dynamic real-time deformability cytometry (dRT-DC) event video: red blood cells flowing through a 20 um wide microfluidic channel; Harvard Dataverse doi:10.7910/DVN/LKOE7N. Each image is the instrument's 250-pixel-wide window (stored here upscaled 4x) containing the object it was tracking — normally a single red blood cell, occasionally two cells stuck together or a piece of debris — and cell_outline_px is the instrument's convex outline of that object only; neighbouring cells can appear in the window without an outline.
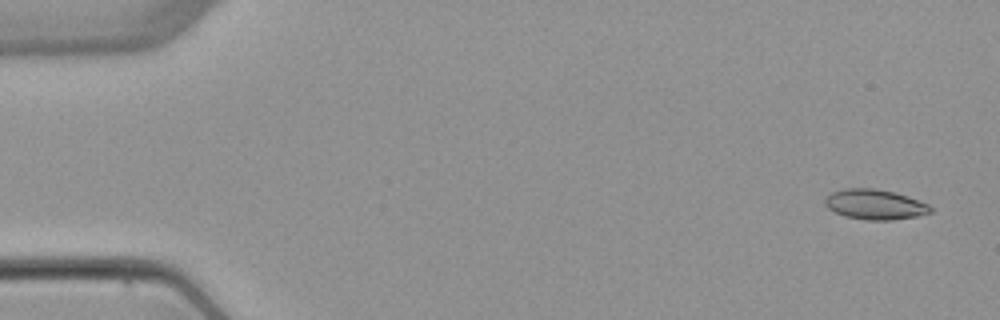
{"species": "common noctule bat (a hibernating species)", "species_latin": "Nyctalus noctula", "temperature_condition": "warm", "stored_images_in_passage": 5, "camera_frame_rate_fps": 3000, "um_per_image_px": 0.085, "animal": {"sex": "female", "body_mass_g": 22.7, "forearm_length_mm": 54.2}, "frame": {"image": 1, "passage_image": 1, "time_ms": 0.0, "image_size_px": [1000, 320], "cell_outline_px": [[932, 212], [916, 216], [892, 220], [868, 220], [844, 216], [828, 208], [824, 204], [824, 200], [832, 192], [844, 188], [872, 188], [896, 192], [920, 200], [928, 204], [932, 208]], "centroid_in_image_um": [74.38, 17.37], "position_along_channel_um": 10.6, "area_um2": 18.55}}
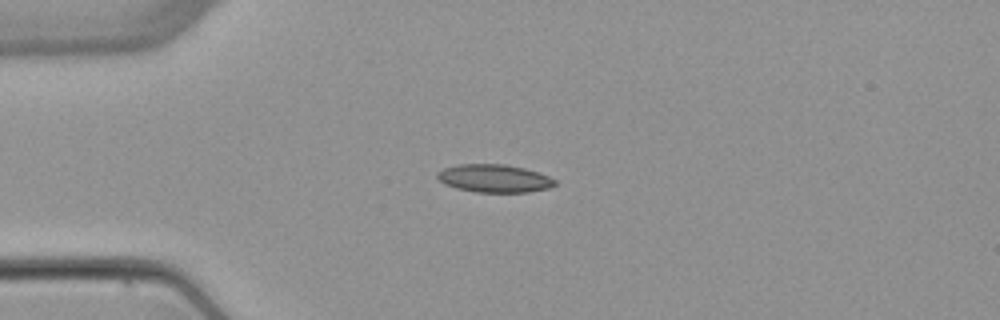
{"frame": {"image": 2, "passage_image": 4, "time_ms": 3.667, "image_size_px": [1000, 320], "cell_outline_px": [[556, 184], [548, 188], [528, 192], [476, 192], [456, 188], [444, 184], [436, 176], [436, 172], [444, 168], [460, 164], [504, 164], [524, 168], [540, 172], [556, 180]], "centroid_in_image_um": [42.01, 15.16], "position_along_channel_um": 43.0, "area_um2": 19.19}}